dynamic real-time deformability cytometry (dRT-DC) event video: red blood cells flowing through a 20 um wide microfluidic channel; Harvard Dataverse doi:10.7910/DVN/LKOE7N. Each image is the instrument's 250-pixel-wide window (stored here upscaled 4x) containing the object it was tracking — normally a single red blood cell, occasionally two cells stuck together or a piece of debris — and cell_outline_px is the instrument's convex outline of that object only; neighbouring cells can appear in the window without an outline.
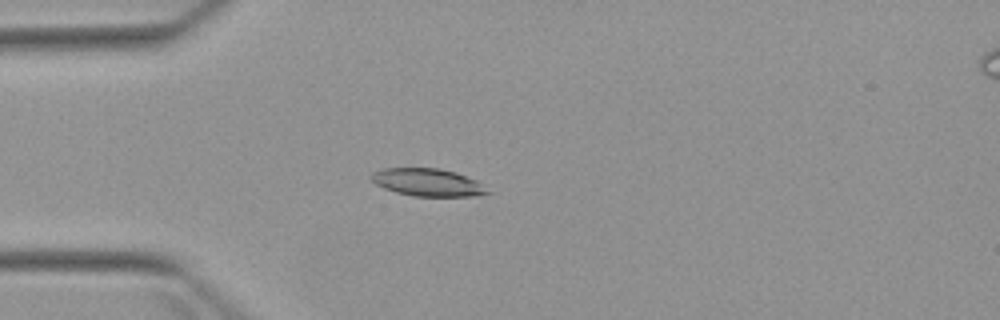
{"species": "Egyptian fruit bat (a non-hibernating species)", "species_latin": "Rousettus aegyptiacus", "temperature_condition": "warm", "stored_images_in_passage": 5, "camera_frame_rate_fps": 3000, "um_per_image_px": 0.085, "animal": {"sex": "female"}, "frame": {"image": 1, "passage_image": 4, "time_ms": 4.333, "image_size_px": [1000, 320], "cell_outline_px": [[492, 192], [476, 196], [412, 196], [396, 192], [384, 188], [376, 184], [372, 180], [372, 172], [384, 168], [436, 168], [456, 172], [476, 180]], "centroid_in_image_um": [36.37, 15.5], "position_along_channel_um": 48.6, "area_um2": 18.61}}